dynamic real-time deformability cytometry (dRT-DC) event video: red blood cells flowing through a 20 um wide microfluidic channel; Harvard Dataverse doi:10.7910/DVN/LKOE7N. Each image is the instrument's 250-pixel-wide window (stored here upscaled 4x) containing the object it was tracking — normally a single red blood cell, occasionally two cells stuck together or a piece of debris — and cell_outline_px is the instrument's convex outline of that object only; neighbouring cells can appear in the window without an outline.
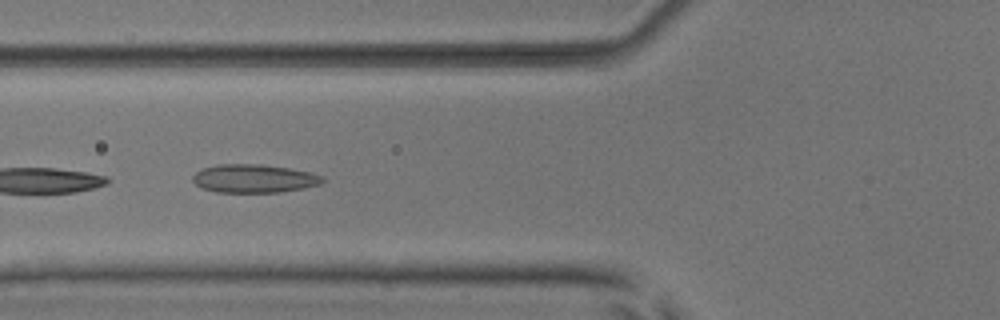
{"species": "common noctule bat (a hibernating species)", "species_latin": "Nyctalus noctula", "temperature_condition": "room temperature", "stored_images_in_passage": 5, "camera_frame_rate_fps": 3000, "um_per_image_px": 0.085, "animal": {"sex": "male", "body_mass_g": 17.9, "forearm_length_mm": 54.2}, "frame": {"image": 1, "passage_image": 4, "time_ms": 3.333, "image_size_px": [1000, 320], "cell_outline_px": [[324, 180], [320, 184], [304, 188], [280, 192], [216, 192], [200, 188], [192, 180], [192, 176], [196, 172], [204, 168], [220, 164], [260, 164], [288, 168], [312, 172], [324, 176]], "centroid_in_image_um": [21.6, 15.18], "position_along_channel_um": 104.2, "area_um2": 21.5}}
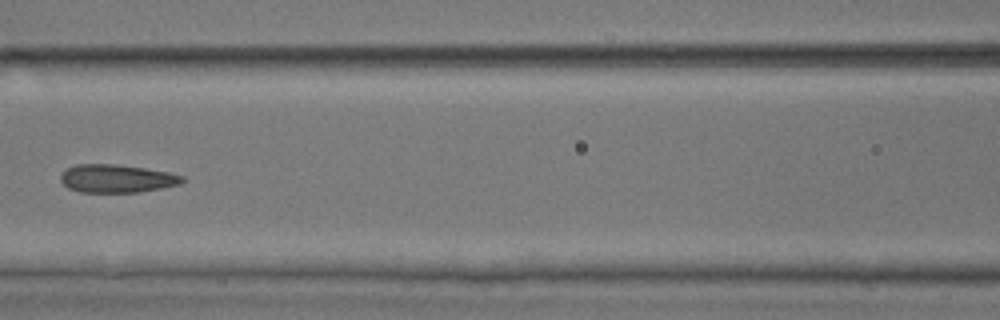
{"frame": {"image": 2, "passage_image": 5, "time_ms": 4.667, "image_size_px": [1000, 320], "cell_outline_px": [[184, 180], [180, 184], [140, 192], [80, 192], [68, 188], [60, 180], [60, 176], [68, 168], [76, 164], [116, 164], [144, 168], [168, 172], [184, 176]], "centroid_in_image_um": [9.92, 15.17], "position_along_channel_um": 156.7, "area_um2": 19.83}}